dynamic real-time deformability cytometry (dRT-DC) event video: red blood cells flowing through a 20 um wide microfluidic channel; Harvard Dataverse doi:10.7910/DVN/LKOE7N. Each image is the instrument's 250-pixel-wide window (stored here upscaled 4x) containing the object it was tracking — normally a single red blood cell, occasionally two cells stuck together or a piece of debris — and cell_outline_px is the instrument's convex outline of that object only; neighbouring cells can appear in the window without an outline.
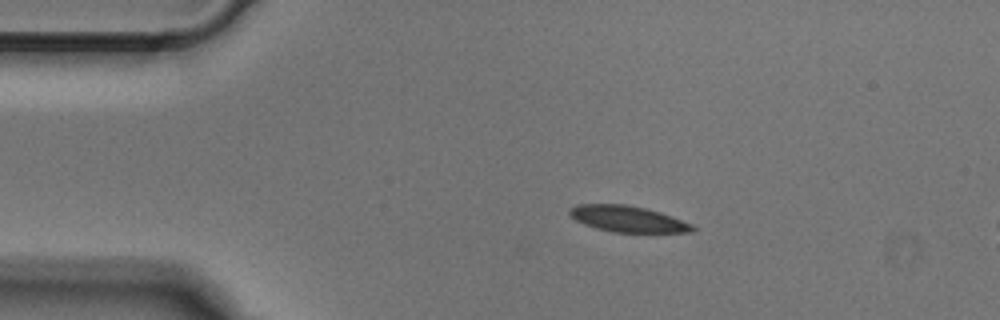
{"species": "Egyptian fruit bat (a non-hibernating species)", "species_latin": "Rousettus aegyptiacus", "temperature_condition": "cold", "stored_images_in_passage": 7, "camera_frame_rate_fps": 3000, "um_per_image_px": 0.085, "animal": {"sex": "male"}, "frame": {"image": 1, "passage_image": 1, "time_ms": 0.0, "image_size_px": [1000, 320], "cell_outline_px": [[696, 232], [612, 232], [596, 228], [584, 224], [568, 216], [568, 208], [576, 204], [624, 204], [644, 208], [660, 212], [692, 224], [696, 228]], "centroid_in_image_um": [53.31, 18.6], "position_along_channel_um": 31.7, "area_um2": 18.79}}